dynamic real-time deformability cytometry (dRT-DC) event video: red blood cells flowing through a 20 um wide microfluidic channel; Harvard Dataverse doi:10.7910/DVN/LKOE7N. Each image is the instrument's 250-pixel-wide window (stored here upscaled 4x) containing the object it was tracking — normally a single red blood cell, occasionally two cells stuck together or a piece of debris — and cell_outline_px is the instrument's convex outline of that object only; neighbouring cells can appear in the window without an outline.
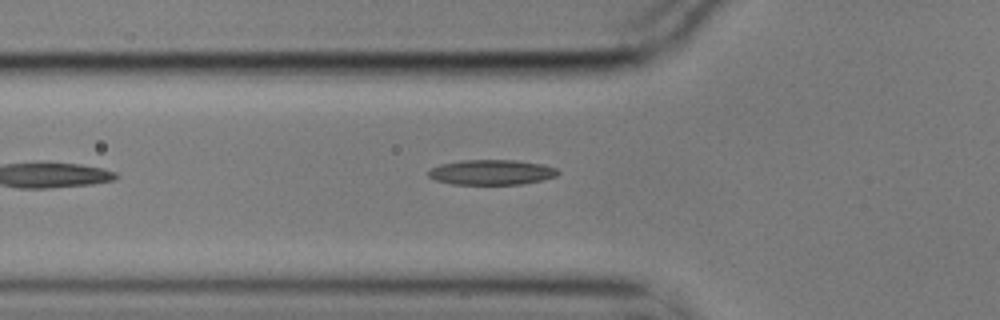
{"species": "common noctule bat (a hibernating species)", "species_latin": "Nyctalus noctula", "temperature_condition": "cold", "stored_images_in_passage": 2, "camera_frame_rate_fps": 3000, "um_per_image_px": 0.085, "animal": {"sex": "male", "body_mass_g": 17.9}, "frame": {"image": 1, "passage_image": 2, "time_ms": 0.333, "image_size_px": [1000, 320], "cell_outline_px": [[560, 172], [556, 176], [540, 180], [520, 184], [452, 184], [436, 180], [428, 176], [428, 172], [432, 168], [440, 164], [460, 160], [516, 160], [544, 164], [556, 168]], "centroid_in_image_um": [41.78, 14.63], "position_along_channel_um": 84.0, "area_um2": 18.9}}